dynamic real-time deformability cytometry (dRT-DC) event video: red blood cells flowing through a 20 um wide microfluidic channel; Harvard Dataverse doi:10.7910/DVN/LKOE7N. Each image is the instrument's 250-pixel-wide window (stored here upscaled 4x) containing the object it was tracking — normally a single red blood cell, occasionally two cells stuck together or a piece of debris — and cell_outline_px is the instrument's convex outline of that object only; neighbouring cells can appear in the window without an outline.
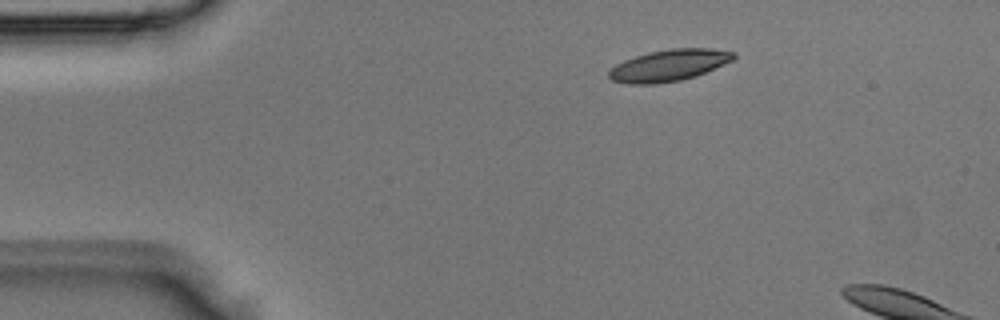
{"species": "Egyptian fruit bat (a non-hibernating species)", "species_latin": "Rousettus aegyptiacus", "temperature_condition": "room temperature", "stored_images_in_passage": 3, "camera_frame_rate_fps": 3000, "um_per_image_px": 0.085, "animal": {"sex": "male"}, "frame": {"image": 1, "passage_image": 3, "time_ms": 0.667, "image_size_px": [1000, 320], "cell_outline_px": [[736, 56], [732, 60], [696, 76], [680, 80], [656, 84], [628, 84], [612, 80], [608, 76], [608, 72], [616, 64], [624, 60], [648, 52], [672, 48], [712, 48], [736, 52]], "centroid_in_image_um": [56.85, 5.55], "position_along_channel_um": 28.1, "area_um2": 22.89}}